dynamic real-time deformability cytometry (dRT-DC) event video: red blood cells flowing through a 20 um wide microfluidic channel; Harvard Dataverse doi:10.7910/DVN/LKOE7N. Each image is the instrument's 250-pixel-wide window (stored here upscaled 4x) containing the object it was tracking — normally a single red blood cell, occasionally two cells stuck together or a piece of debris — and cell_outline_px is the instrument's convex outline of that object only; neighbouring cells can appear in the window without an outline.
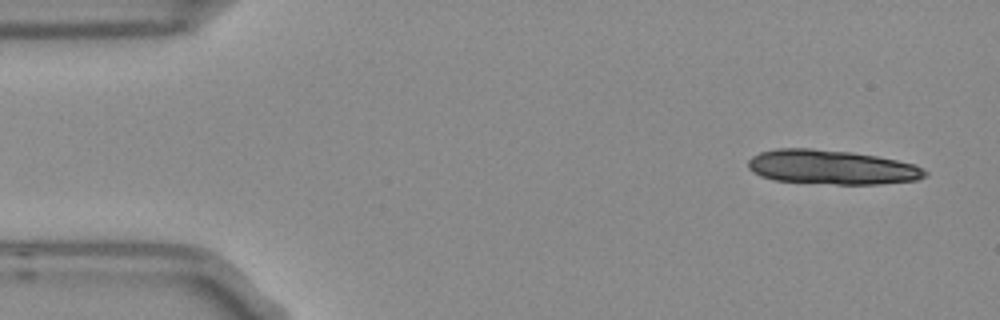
{"species": "Egyptian fruit bat (a non-hibernating species)", "species_latin": "Rousettus aegyptiacus", "temperature_condition": "room temperature", "stored_images_in_passage": 3, "camera_frame_rate_fps": 3000, "um_per_image_px": 0.085, "frame": {"image": 1, "passage_image": 3, "time_ms": 0.667, "image_size_px": [1000, 320], "cell_outline_px": [[928, 176], [916, 180], [880, 184], [836, 184], [776, 180], [760, 176], [752, 172], [748, 168], [748, 160], [752, 156], [760, 152], [776, 148], [812, 148], [852, 152], [876, 156], [896, 160], [912, 164], [928, 172]], "centroid_in_image_um": [70.66, 14.2], "position_along_channel_um": 14.3, "area_um2": 35.37}}